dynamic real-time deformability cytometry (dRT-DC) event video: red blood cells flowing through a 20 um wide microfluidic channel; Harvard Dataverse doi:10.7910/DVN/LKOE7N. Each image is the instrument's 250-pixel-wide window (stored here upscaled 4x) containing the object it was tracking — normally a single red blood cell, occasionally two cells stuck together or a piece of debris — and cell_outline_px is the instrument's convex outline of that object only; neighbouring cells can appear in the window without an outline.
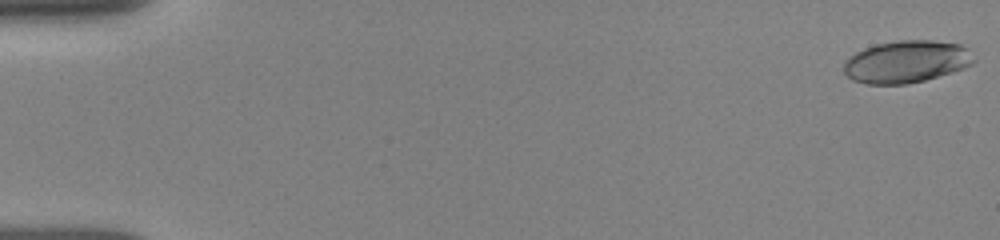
{"species": "human", "species_latin": "Homo sapiens", "temperature_condition": "room temperature", "stored_images_in_passage": 24, "camera_frame_rate_fps": 3000, "um_per_image_px": 0.085, "donor": {"sex": "female"}, "frame": {"image": 1, "passage_image": 1, "time_ms": 0.0, "image_size_px": [1000, 240], "cell_outline_px": [[976, 60], [972, 64], [964, 68], [924, 80], [908, 84], [864, 84], [852, 80], [844, 72], [844, 60], [856, 52], [864, 48], [876, 44], [900, 40], [932, 40], [960, 44], [968, 48]], "centroid_in_image_um": [77.04, 5.24], "position_along_channel_um": 8.0, "area_um2": 32.14}}
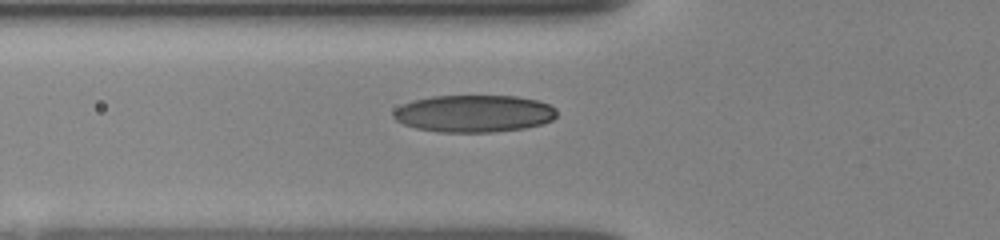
{"frame": {"image": 2, "passage_image": 19, "time_ms": 6.0, "image_size_px": [1000, 240], "cell_outline_px": [[556, 116], [552, 120], [540, 124], [524, 128], [492, 132], [436, 132], [416, 128], [404, 124], [396, 120], [392, 116], [392, 112], [396, 108], [412, 100], [432, 96], [516, 96], [536, 100], [548, 104], [556, 108]], "centroid_in_image_um": [40.26, 9.65], "position_along_channel_um": 85.5, "area_um2": 35.43}}
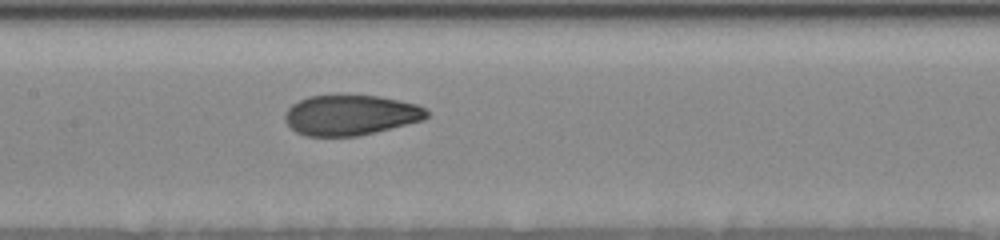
{"frame": {"image": 3, "passage_image": 24, "time_ms": 8.333, "image_size_px": [1000, 240], "cell_outline_px": [[428, 116], [424, 120], [356, 136], [304, 136], [296, 132], [284, 120], [284, 112], [292, 104], [308, 96], [380, 96], [400, 100], [416, 104], [424, 108], [428, 112]], "centroid_in_image_um": [29.78, 9.78], "position_along_channel_um": 177.6, "area_um2": 33.06}}